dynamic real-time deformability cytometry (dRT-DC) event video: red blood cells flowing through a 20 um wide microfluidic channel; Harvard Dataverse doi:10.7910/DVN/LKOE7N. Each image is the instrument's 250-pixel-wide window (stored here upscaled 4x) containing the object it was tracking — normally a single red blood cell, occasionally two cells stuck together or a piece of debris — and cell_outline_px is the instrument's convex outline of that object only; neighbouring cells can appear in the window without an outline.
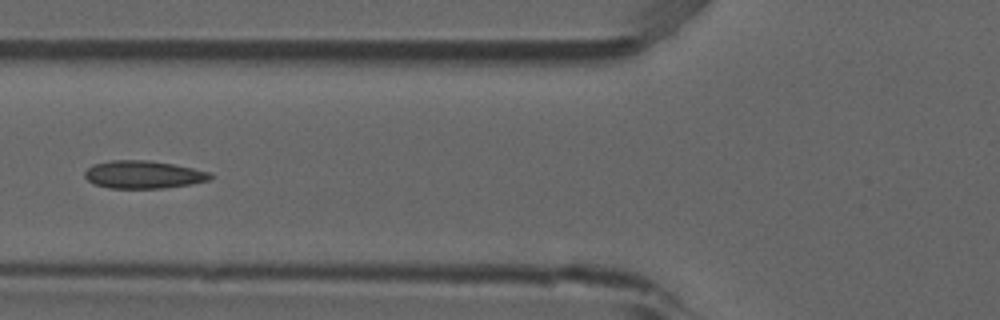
{"species": "common noctule bat (a hibernating species)", "species_latin": "Nyctalus noctula", "temperature_condition": "room temperature", "stored_images_in_passage": 4, "camera_frame_rate_fps": 3000, "um_per_image_px": 0.085, "animal": {"sex": "male", "forearm_length_mm": 52.5}, "frame": {"image": 1, "passage_image": 3, "time_ms": 0.667, "image_size_px": [1000, 320], "cell_outline_px": [[212, 176], [208, 180], [192, 184], [164, 188], [108, 188], [96, 184], [88, 180], [84, 176], [84, 172], [92, 164], [108, 160], [148, 160], [172, 164], [212, 172]], "centroid_in_image_um": [12.17, 14.83], "position_along_channel_um": 113.6, "area_um2": 20.35}}
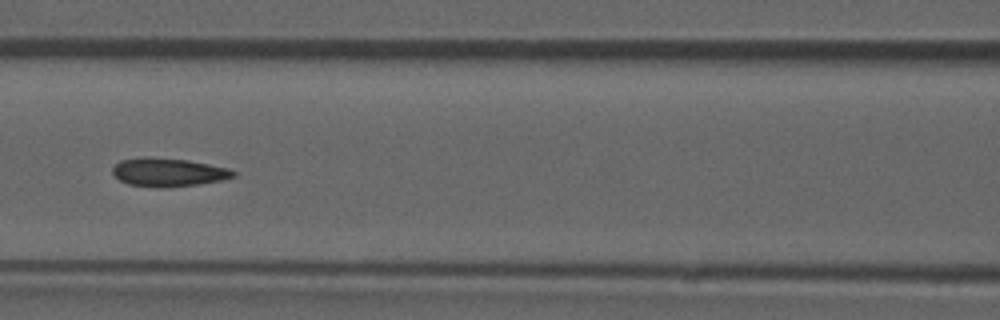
{"frame": {"image": 2, "passage_image": 4, "time_ms": 1.0, "image_size_px": [1000, 320], "cell_outline_px": [[236, 176], [224, 180], [200, 184], [160, 188], [128, 184], [120, 180], [112, 172], [112, 168], [120, 160], [140, 156], [144, 156], [188, 160], [228, 168], [236, 172]], "centroid_in_image_um": [14.31, 14.64], "position_along_channel_um": 152.3, "area_um2": 20.17}}